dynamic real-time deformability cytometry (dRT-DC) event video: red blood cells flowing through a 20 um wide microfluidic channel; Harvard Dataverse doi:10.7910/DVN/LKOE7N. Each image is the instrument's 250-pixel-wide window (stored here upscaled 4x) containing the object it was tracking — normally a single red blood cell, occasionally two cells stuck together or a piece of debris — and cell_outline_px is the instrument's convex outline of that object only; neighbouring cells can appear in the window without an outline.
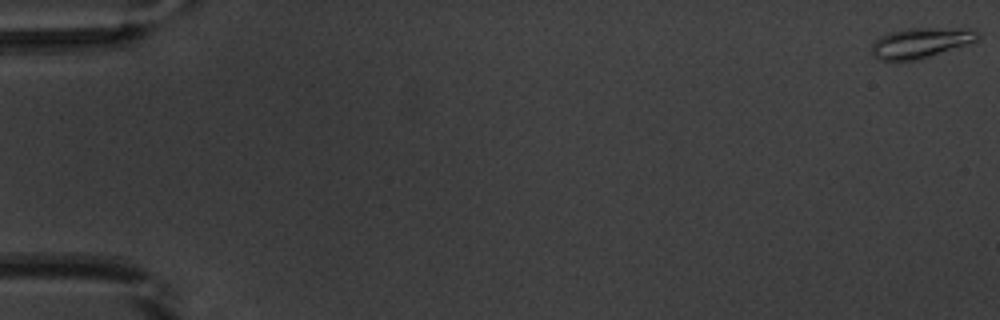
{"species": "common noctule bat (a hibernating species)", "species_latin": "Nyctalus noctula", "temperature_condition": "warm", "stored_images_in_passage": 53, "camera_frame_rate_fps": 3000, "um_per_image_px": 0.085, "animal": {"sex": "male", "body_mass_g": 20.1, "forearm_length_mm": 53.5}, "frame": {"image": 1, "passage_image": 1, "time_ms": 0.0, "image_size_px": [1000, 320], "cell_outline_px": [[980, 36], [976, 40], [968, 44], [920, 60], [880, 60], [872, 52], [872, 44], [880, 36], [888, 32], [908, 28], [968, 28], [976, 32]], "centroid_in_image_um": [78.27, 3.63], "position_along_channel_um": 6.7, "area_um2": 18.67}}
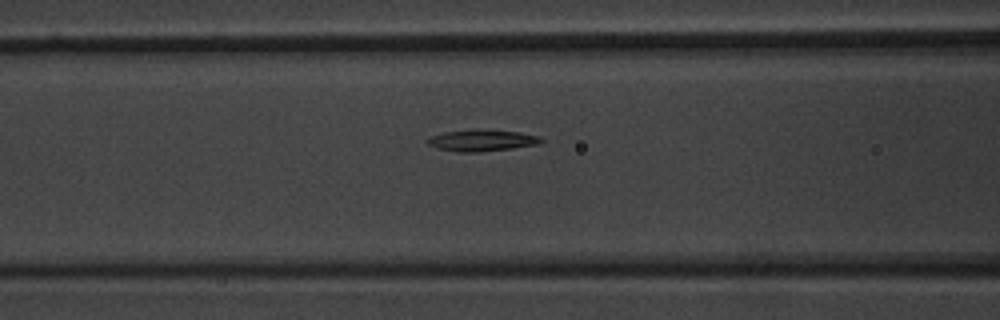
{"frame": {"image": 2, "passage_image": 23, "time_ms": 7.333, "image_size_px": [1000, 320], "cell_outline_px": [[544, 140], [536, 144], [512, 148], [480, 152], [456, 152], [436, 148], [428, 144], [424, 140], [432, 136], [444, 132], [472, 128], [520, 132], [540, 136]], "centroid_in_image_um": [40.91, 11.92], "position_along_channel_um": 125.7, "area_um2": 14.45}}
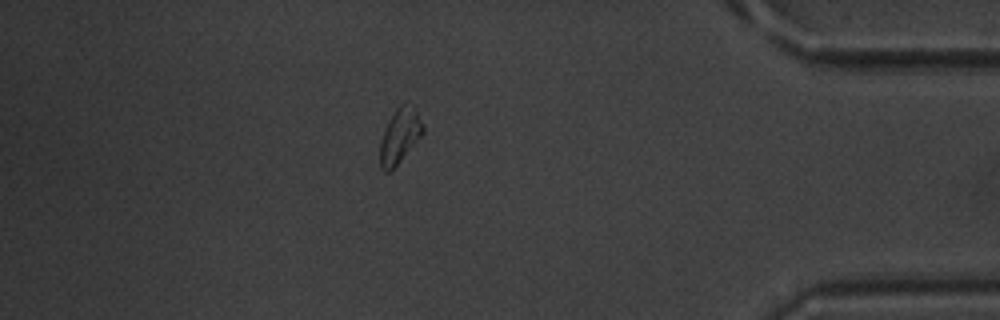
{"frame": {"image": 3, "passage_image": 47, "time_ms": 15.333, "image_size_px": [1000, 320], "cell_outline_px": [[424, 132], [400, 160], [388, 172], [384, 172], [380, 168], [380, 144], [384, 132], [396, 108], [400, 104], [404, 104], [416, 112], [424, 124]], "centroid_in_image_um": [33.97, 11.59], "position_along_channel_um": 401.2, "area_um2": 12.95}, "authors_computed_cell_mechanics": {"area_um2": 14.1032, "velocity_mm_per_s": 3.8782, "shape_relaxation_time_tau1_ms": 4.3821, "shape_relaxation_time_tau2_ms": null, "deformation_change_tau1": 0.1197, "deformation_change_tau2": null}}